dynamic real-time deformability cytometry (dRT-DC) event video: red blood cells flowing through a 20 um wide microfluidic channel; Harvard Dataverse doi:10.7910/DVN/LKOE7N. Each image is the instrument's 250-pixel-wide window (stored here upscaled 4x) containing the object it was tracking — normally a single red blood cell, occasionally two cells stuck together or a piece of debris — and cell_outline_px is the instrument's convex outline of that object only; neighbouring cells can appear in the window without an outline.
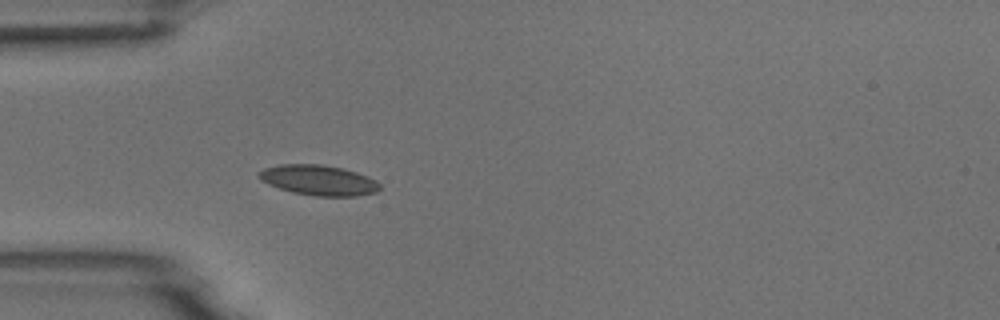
{"species": "common noctule bat (a hibernating species)", "species_latin": "Nyctalus noctula", "temperature_condition": "room temperature", "stored_images_in_passage": 1, "camera_frame_rate_fps": 3000, "um_per_image_px": 0.085, "animal": {"sex": "male", "body_mass_g": 18.8}, "frame": {"image": 1, "passage_image": 1, "time_ms": 0.0, "image_size_px": [1000, 320], "cell_outline_px": [[380, 188], [376, 192], [356, 196], [312, 196], [292, 192], [268, 184], [260, 180], [256, 176], [256, 172], [264, 168], [280, 164], [324, 164], [344, 168], [368, 176], [376, 180], [380, 184]], "centroid_in_image_um": [27.05, 15.31], "position_along_channel_um": 57.9, "area_um2": 21.62}}